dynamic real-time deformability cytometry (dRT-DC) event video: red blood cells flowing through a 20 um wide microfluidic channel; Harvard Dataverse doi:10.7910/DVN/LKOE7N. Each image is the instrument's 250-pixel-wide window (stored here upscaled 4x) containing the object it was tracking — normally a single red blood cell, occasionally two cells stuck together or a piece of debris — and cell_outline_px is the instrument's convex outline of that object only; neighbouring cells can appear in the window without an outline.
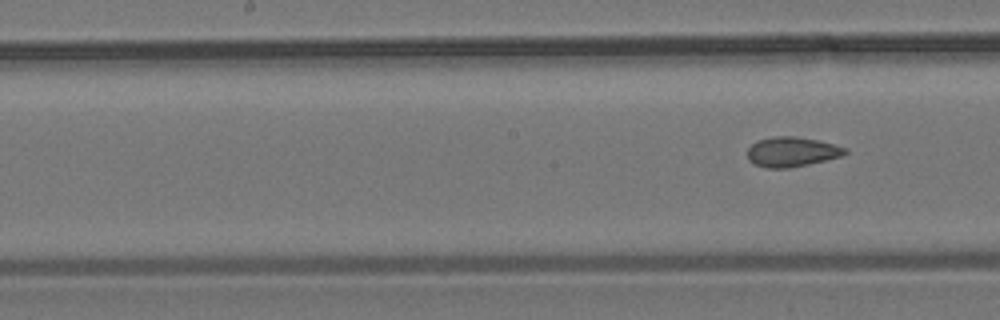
{"species": "common noctule bat (a hibernating species)", "species_latin": "Nyctalus noctula", "temperature_condition": "room temperature", "stored_images_in_passage": 8, "segment_of_instrument_passage": [2, 2], "camera_frame_rate_fps": 3000, "um_per_image_px": 0.085, "animal": {"sex": "male", "body_mass_g": 19.2, "forearm_length_mm": 51.8}, "frame": {"image": 1, "passage_image": 8, "time_ms": 2.333, "image_size_px": [1000, 320], "cell_outline_px": [[848, 152], [840, 156], [808, 164], [788, 168], [764, 168], [748, 160], [748, 148], [756, 140], [772, 136], [792, 136], [816, 140], [848, 148]], "centroid_in_image_um": [67.26, 12.9], "position_along_channel_um": 180.9, "area_um2": 16.82}}